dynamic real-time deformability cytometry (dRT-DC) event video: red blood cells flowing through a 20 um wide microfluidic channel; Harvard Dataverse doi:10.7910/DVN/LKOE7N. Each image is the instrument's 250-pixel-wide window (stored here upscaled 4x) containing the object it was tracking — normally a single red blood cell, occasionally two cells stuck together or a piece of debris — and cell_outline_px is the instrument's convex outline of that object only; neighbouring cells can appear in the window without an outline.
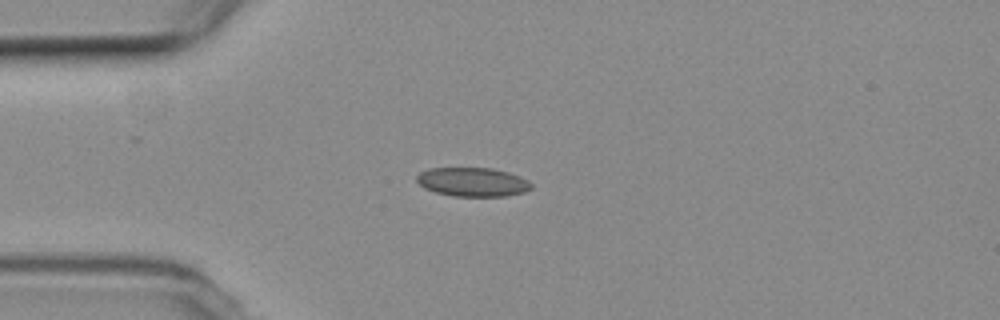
{"species": "common noctule bat (a hibernating species)", "species_latin": "Nyctalus noctula", "temperature_condition": "room temperature", "stored_images_in_passage": 38, "camera_frame_rate_fps": 3000, "um_per_image_px": 0.085, "animal": {"sex": "female", "body_mass_g": 19.3, "forearm_length_mm": 54.1}, "frame": {"image": 1, "passage_image": 1, "time_ms": 0.0, "image_size_px": [1000, 320], "cell_outline_px": [[532, 188], [524, 192], [504, 196], [452, 196], [436, 192], [424, 188], [416, 180], [416, 176], [420, 172], [428, 168], [492, 168], [508, 172], [520, 176], [528, 180], [532, 184]], "centroid_in_image_um": [40.17, 15.46], "position_along_channel_um": 44.8, "area_um2": 19.36}}
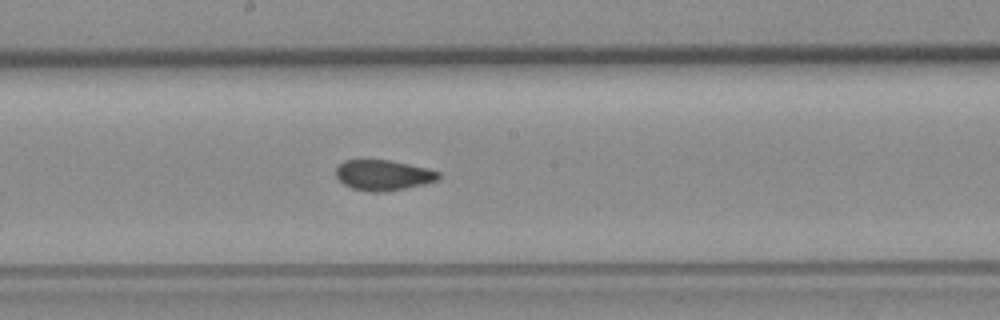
{"frame": {"image": 2, "passage_image": 16, "time_ms": 5.0, "image_size_px": [1000, 320], "cell_outline_px": [[444, 176], [440, 180], [424, 184], [384, 192], [368, 192], [352, 188], [344, 184], [336, 176], [336, 168], [344, 160], [388, 160], [428, 168], [440, 172]], "centroid_in_image_um": [32.63, 14.89], "position_along_channel_um": 215.6, "area_um2": 18.32}}
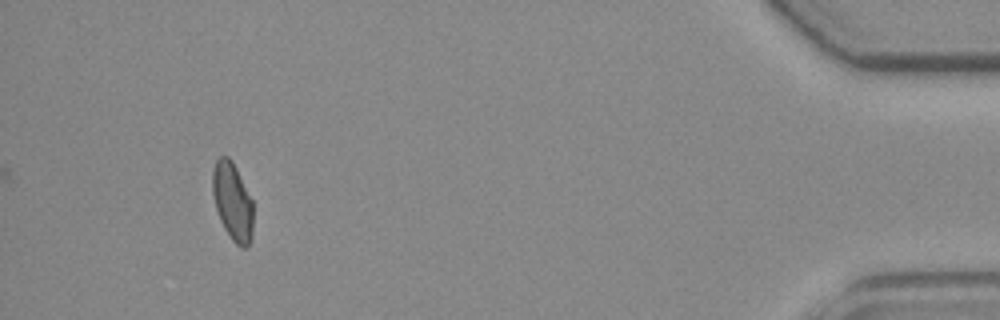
{"frame": {"image": 3, "passage_image": 38, "time_ms": 12.333, "image_size_px": [1000, 320], "cell_outline_px": [[252, 236], [248, 248], [240, 248], [232, 240], [224, 228], [220, 220], [216, 208], [212, 192], [212, 172], [216, 160], [220, 156], [228, 156], [232, 160], [252, 200]], "centroid_in_image_um": [19.76, 17.14], "position_along_channel_um": 415.4, "area_um2": 18.44}, "authors_computed_cell_mechanics": {"area_um2": 18.5538, "velocity_mm_per_s": 3.7367, "shape_relaxation_time_tau1_ms": null, "shape_relaxation_time_tau2_ms": 1.3983, "deformation_change_tau1": null, "deformation_change_tau2": 0.0494}}